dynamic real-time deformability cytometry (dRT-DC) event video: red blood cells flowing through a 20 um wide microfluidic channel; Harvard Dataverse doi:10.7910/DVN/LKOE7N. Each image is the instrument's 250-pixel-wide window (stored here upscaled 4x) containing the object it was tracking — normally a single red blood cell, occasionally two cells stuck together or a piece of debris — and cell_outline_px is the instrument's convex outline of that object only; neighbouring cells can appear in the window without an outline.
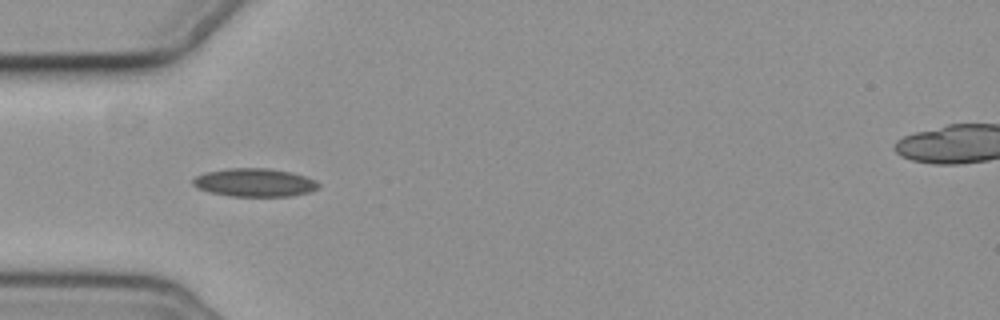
{"species": "common noctule bat (a hibernating species)", "species_latin": "Nyctalus noctula", "temperature_condition": "cold", "stored_images_in_passage": 5, "camera_frame_rate_fps": 3000, "um_per_image_px": 0.085, "animal": {"sex": "female", "body_mass_g": 19.3, "forearm_length_mm": 54.1}, "frame": {"image": 1, "passage_image": 1, "time_ms": 0.0, "image_size_px": [1000, 320], "cell_outline_px": [[320, 188], [308, 192], [292, 196], [228, 196], [208, 192], [196, 188], [192, 184], [192, 180], [196, 176], [208, 172], [228, 168], [268, 168], [292, 172], [316, 180], [320, 184]], "centroid_in_image_um": [21.64, 15.52], "position_along_channel_um": 63.4, "area_um2": 20.81}}
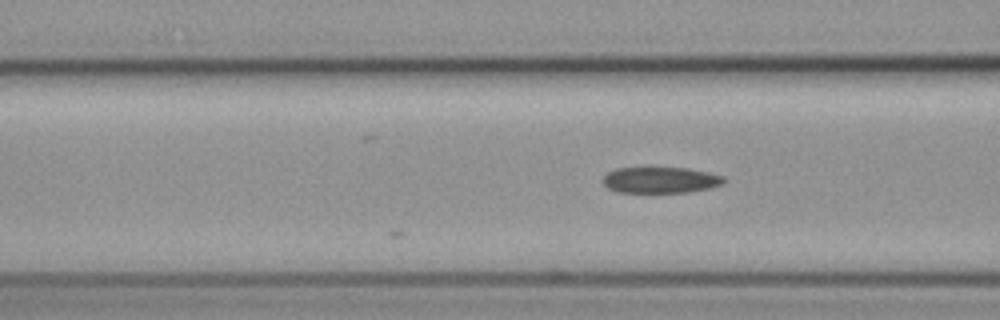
{"frame": {"image": 2, "passage_image": 5, "time_ms": 1.333, "image_size_px": [1000, 320], "cell_outline_px": [[728, 180], [724, 184], [712, 188], [688, 192], [620, 192], [608, 188], [604, 184], [604, 176], [608, 172], [616, 168], [648, 164], [688, 168], [708, 172], [724, 176]], "centroid_in_image_um": [56.17, 15.24], "position_along_channel_um": 110.4, "area_um2": 19.48}}